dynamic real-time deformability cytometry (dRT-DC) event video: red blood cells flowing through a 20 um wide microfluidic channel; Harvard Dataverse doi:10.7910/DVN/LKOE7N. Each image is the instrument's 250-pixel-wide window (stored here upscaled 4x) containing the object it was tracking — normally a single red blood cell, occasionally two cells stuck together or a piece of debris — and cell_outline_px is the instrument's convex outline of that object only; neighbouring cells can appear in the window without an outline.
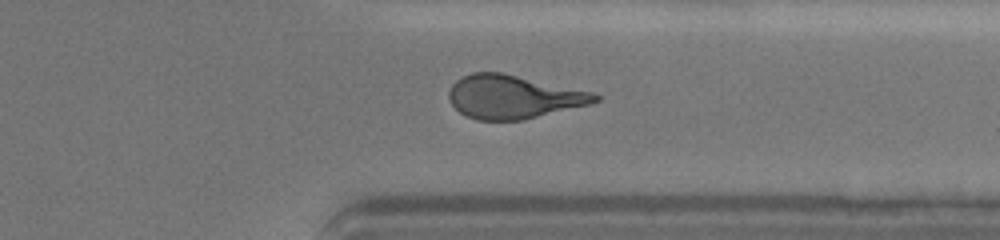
{"species": "human", "species_latin": "Homo sapiens", "temperature_condition": "cold", "stored_images_in_passage": 63, "camera_frame_rate_fps": 3000, "um_per_image_px": 0.085, "donor": {"sex": "female"}, "frame": {"image": 1, "passage_image": 41, "time_ms": 8.667, "image_size_px": [1000, 240], "cell_outline_px": [[600, 100], [588, 104], [520, 120], [476, 120], [460, 112], [448, 100], [448, 92], [452, 84], [456, 80], [472, 72], [504, 72], [592, 92], [600, 96]], "centroid_in_image_um": [43.58, 8.21], "position_along_channel_um": 367.8, "area_um2": 36.7}}
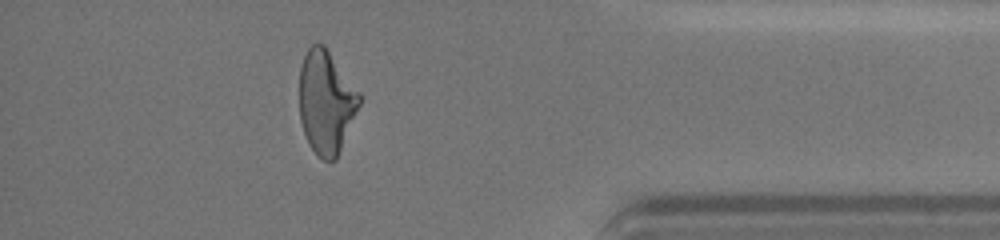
{"frame": {"image": 2, "passage_image": 53, "time_ms": 10.333, "image_size_px": [1000, 240], "cell_outline_px": [[360, 104], [336, 160], [324, 160], [316, 156], [304, 132], [300, 120], [300, 68], [304, 56], [308, 48], [312, 44], [324, 44], [360, 92]], "centroid_in_image_um": [27.72, 8.67], "position_along_channel_um": 407.5, "area_um2": 35.89}}